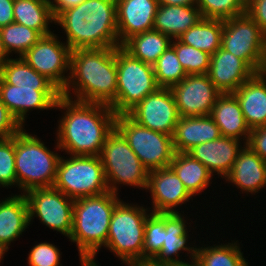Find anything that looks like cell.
Here are the masks:
<instances>
[{"label": "cell", "instance_id": "1", "mask_svg": "<svg viewBox=\"0 0 266 266\" xmlns=\"http://www.w3.org/2000/svg\"><path fill=\"white\" fill-rule=\"evenodd\" d=\"M55 108L66 110L59 120L56 149L71 155L100 156L115 128L116 114L109 105L82 102L61 95Z\"/></svg>", "mask_w": 266, "mask_h": 266}, {"label": "cell", "instance_id": "2", "mask_svg": "<svg viewBox=\"0 0 266 266\" xmlns=\"http://www.w3.org/2000/svg\"><path fill=\"white\" fill-rule=\"evenodd\" d=\"M54 23L66 33L71 50L118 48L116 0H84L61 11Z\"/></svg>", "mask_w": 266, "mask_h": 266}, {"label": "cell", "instance_id": "3", "mask_svg": "<svg viewBox=\"0 0 266 266\" xmlns=\"http://www.w3.org/2000/svg\"><path fill=\"white\" fill-rule=\"evenodd\" d=\"M69 80L61 95L77 101L110 105L116 99V48L76 49L71 52Z\"/></svg>", "mask_w": 266, "mask_h": 266}, {"label": "cell", "instance_id": "4", "mask_svg": "<svg viewBox=\"0 0 266 266\" xmlns=\"http://www.w3.org/2000/svg\"><path fill=\"white\" fill-rule=\"evenodd\" d=\"M118 194L106 192L74 201L73 226L69 239L77 244L79 256L95 261L101 246H105Z\"/></svg>", "mask_w": 266, "mask_h": 266}, {"label": "cell", "instance_id": "5", "mask_svg": "<svg viewBox=\"0 0 266 266\" xmlns=\"http://www.w3.org/2000/svg\"><path fill=\"white\" fill-rule=\"evenodd\" d=\"M60 156L50 151L39 138L23 128L15 135V171L17 186L23 193L53 187Z\"/></svg>", "mask_w": 266, "mask_h": 266}, {"label": "cell", "instance_id": "6", "mask_svg": "<svg viewBox=\"0 0 266 266\" xmlns=\"http://www.w3.org/2000/svg\"><path fill=\"white\" fill-rule=\"evenodd\" d=\"M147 209L121 200L113 211L105 247L128 266L143 259Z\"/></svg>", "mask_w": 266, "mask_h": 266}, {"label": "cell", "instance_id": "7", "mask_svg": "<svg viewBox=\"0 0 266 266\" xmlns=\"http://www.w3.org/2000/svg\"><path fill=\"white\" fill-rule=\"evenodd\" d=\"M116 68V99L109 105L116 115L127 114L159 88L153 66L132 57L121 46L116 48Z\"/></svg>", "mask_w": 266, "mask_h": 266}, {"label": "cell", "instance_id": "8", "mask_svg": "<svg viewBox=\"0 0 266 266\" xmlns=\"http://www.w3.org/2000/svg\"><path fill=\"white\" fill-rule=\"evenodd\" d=\"M53 187L73 200L109 192L100 156L60 157Z\"/></svg>", "mask_w": 266, "mask_h": 266}, {"label": "cell", "instance_id": "9", "mask_svg": "<svg viewBox=\"0 0 266 266\" xmlns=\"http://www.w3.org/2000/svg\"><path fill=\"white\" fill-rule=\"evenodd\" d=\"M106 182L110 192L118 194L117 184L147 188L149 171L116 129L109 134L100 153Z\"/></svg>", "mask_w": 266, "mask_h": 266}, {"label": "cell", "instance_id": "10", "mask_svg": "<svg viewBox=\"0 0 266 266\" xmlns=\"http://www.w3.org/2000/svg\"><path fill=\"white\" fill-rule=\"evenodd\" d=\"M115 128L148 171L170 166L176 153L172 136L140 126L127 114L116 115Z\"/></svg>", "mask_w": 266, "mask_h": 266}, {"label": "cell", "instance_id": "11", "mask_svg": "<svg viewBox=\"0 0 266 266\" xmlns=\"http://www.w3.org/2000/svg\"><path fill=\"white\" fill-rule=\"evenodd\" d=\"M221 48L258 73L266 52V34L245 12L223 21Z\"/></svg>", "mask_w": 266, "mask_h": 266}, {"label": "cell", "instance_id": "12", "mask_svg": "<svg viewBox=\"0 0 266 266\" xmlns=\"http://www.w3.org/2000/svg\"><path fill=\"white\" fill-rule=\"evenodd\" d=\"M29 223L35 217L50 229L70 237L73 226V199L54 187L34 188L25 193Z\"/></svg>", "mask_w": 266, "mask_h": 266}, {"label": "cell", "instance_id": "13", "mask_svg": "<svg viewBox=\"0 0 266 266\" xmlns=\"http://www.w3.org/2000/svg\"><path fill=\"white\" fill-rule=\"evenodd\" d=\"M57 38L54 33L43 36L21 58L62 92L69 80L64 73L70 71L72 50Z\"/></svg>", "mask_w": 266, "mask_h": 266}, {"label": "cell", "instance_id": "14", "mask_svg": "<svg viewBox=\"0 0 266 266\" xmlns=\"http://www.w3.org/2000/svg\"><path fill=\"white\" fill-rule=\"evenodd\" d=\"M127 115L140 126L172 137L180 119L170 88L163 87L147 95Z\"/></svg>", "mask_w": 266, "mask_h": 266}, {"label": "cell", "instance_id": "15", "mask_svg": "<svg viewBox=\"0 0 266 266\" xmlns=\"http://www.w3.org/2000/svg\"><path fill=\"white\" fill-rule=\"evenodd\" d=\"M170 90L180 117L210 115L217 98L222 94L207 74L187 75Z\"/></svg>", "mask_w": 266, "mask_h": 266}, {"label": "cell", "instance_id": "16", "mask_svg": "<svg viewBox=\"0 0 266 266\" xmlns=\"http://www.w3.org/2000/svg\"><path fill=\"white\" fill-rule=\"evenodd\" d=\"M146 189L151 192V211L154 213H178L175 207L185 204L192 198L170 167L149 171Z\"/></svg>", "mask_w": 266, "mask_h": 266}, {"label": "cell", "instance_id": "17", "mask_svg": "<svg viewBox=\"0 0 266 266\" xmlns=\"http://www.w3.org/2000/svg\"><path fill=\"white\" fill-rule=\"evenodd\" d=\"M60 97V90L20 88L19 86L7 84L0 78V100L22 126H24L23 123L29 110L55 108Z\"/></svg>", "mask_w": 266, "mask_h": 266}, {"label": "cell", "instance_id": "18", "mask_svg": "<svg viewBox=\"0 0 266 266\" xmlns=\"http://www.w3.org/2000/svg\"><path fill=\"white\" fill-rule=\"evenodd\" d=\"M157 0H116L119 44L133 35L153 30Z\"/></svg>", "mask_w": 266, "mask_h": 266}, {"label": "cell", "instance_id": "19", "mask_svg": "<svg viewBox=\"0 0 266 266\" xmlns=\"http://www.w3.org/2000/svg\"><path fill=\"white\" fill-rule=\"evenodd\" d=\"M255 72L234 54L221 47L211 55L207 75L214 86L222 93H234Z\"/></svg>", "mask_w": 266, "mask_h": 266}, {"label": "cell", "instance_id": "20", "mask_svg": "<svg viewBox=\"0 0 266 266\" xmlns=\"http://www.w3.org/2000/svg\"><path fill=\"white\" fill-rule=\"evenodd\" d=\"M240 142L238 139L221 136L219 139L201 143L187 153L201 162L212 175L217 173L225 179L243 148Z\"/></svg>", "mask_w": 266, "mask_h": 266}, {"label": "cell", "instance_id": "21", "mask_svg": "<svg viewBox=\"0 0 266 266\" xmlns=\"http://www.w3.org/2000/svg\"><path fill=\"white\" fill-rule=\"evenodd\" d=\"M243 146L225 179L241 191L255 194L266 186V162L248 145Z\"/></svg>", "mask_w": 266, "mask_h": 266}, {"label": "cell", "instance_id": "22", "mask_svg": "<svg viewBox=\"0 0 266 266\" xmlns=\"http://www.w3.org/2000/svg\"><path fill=\"white\" fill-rule=\"evenodd\" d=\"M220 137V129L210 115L180 117L173 134L174 150L187 153L201 143Z\"/></svg>", "mask_w": 266, "mask_h": 266}, {"label": "cell", "instance_id": "23", "mask_svg": "<svg viewBox=\"0 0 266 266\" xmlns=\"http://www.w3.org/2000/svg\"><path fill=\"white\" fill-rule=\"evenodd\" d=\"M210 116L219 127L221 136L238 140H242L243 137L244 143H247L251 130L245 121L240 103L233 93L221 94Z\"/></svg>", "mask_w": 266, "mask_h": 266}, {"label": "cell", "instance_id": "24", "mask_svg": "<svg viewBox=\"0 0 266 266\" xmlns=\"http://www.w3.org/2000/svg\"><path fill=\"white\" fill-rule=\"evenodd\" d=\"M250 130L266 126V81L255 73L234 93Z\"/></svg>", "mask_w": 266, "mask_h": 266}, {"label": "cell", "instance_id": "25", "mask_svg": "<svg viewBox=\"0 0 266 266\" xmlns=\"http://www.w3.org/2000/svg\"><path fill=\"white\" fill-rule=\"evenodd\" d=\"M29 224L28 204L24 194L0 201V247L5 252Z\"/></svg>", "mask_w": 266, "mask_h": 266}, {"label": "cell", "instance_id": "26", "mask_svg": "<svg viewBox=\"0 0 266 266\" xmlns=\"http://www.w3.org/2000/svg\"><path fill=\"white\" fill-rule=\"evenodd\" d=\"M181 213H165V238L160 252L153 258L158 262L182 264L185 262L177 258L180 251H187L190 258L195 259L197 247H189L188 231ZM188 246V247H187ZM176 257V258H174ZM179 259V260H178Z\"/></svg>", "mask_w": 266, "mask_h": 266}, {"label": "cell", "instance_id": "27", "mask_svg": "<svg viewBox=\"0 0 266 266\" xmlns=\"http://www.w3.org/2000/svg\"><path fill=\"white\" fill-rule=\"evenodd\" d=\"M202 18L197 5L179 6L159 4L153 30L177 39Z\"/></svg>", "mask_w": 266, "mask_h": 266}, {"label": "cell", "instance_id": "28", "mask_svg": "<svg viewBox=\"0 0 266 266\" xmlns=\"http://www.w3.org/2000/svg\"><path fill=\"white\" fill-rule=\"evenodd\" d=\"M171 42L172 39L169 36L150 30L133 35L121 47L132 57L153 66Z\"/></svg>", "mask_w": 266, "mask_h": 266}, {"label": "cell", "instance_id": "29", "mask_svg": "<svg viewBox=\"0 0 266 266\" xmlns=\"http://www.w3.org/2000/svg\"><path fill=\"white\" fill-rule=\"evenodd\" d=\"M169 167L183 182L192 197L207 189L212 179L211 172L188 153L176 152Z\"/></svg>", "mask_w": 266, "mask_h": 266}, {"label": "cell", "instance_id": "30", "mask_svg": "<svg viewBox=\"0 0 266 266\" xmlns=\"http://www.w3.org/2000/svg\"><path fill=\"white\" fill-rule=\"evenodd\" d=\"M14 22L39 31L43 36L52 32L49 22L55 21L49 0H14Z\"/></svg>", "mask_w": 266, "mask_h": 266}, {"label": "cell", "instance_id": "31", "mask_svg": "<svg viewBox=\"0 0 266 266\" xmlns=\"http://www.w3.org/2000/svg\"><path fill=\"white\" fill-rule=\"evenodd\" d=\"M0 78L5 83L20 88L59 90L50 80L30 67L21 57L17 59L9 58L0 69Z\"/></svg>", "mask_w": 266, "mask_h": 266}, {"label": "cell", "instance_id": "32", "mask_svg": "<svg viewBox=\"0 0 266 266\" xmlns=\"http://www.w3.org/2000/svg\"><path fill=\"white\" fill-rule=\"evenodd\" d=\"M222 33L223 20L201 18L177 39L183 44L213 55L221 47Z\"/></svg>", "mask_w": 266, "mask_h": 266}, {"label": "cell", "instance_id": "33", "mask_svg": "<svg viewBox=\"0 0 266 266\" xmlns=\"http://www.w3.org/2000/svg\"><path fill=\"white\" fill-rule=\"evenodd\" d=\"M195 259L201 266H249L236 242L197 248Z\"/></svg>", "mask_w": 266, "mask_h": 266}, {"label": "cell", "instance_id": "34", "mask_svg": "<svg viewBox=\"0 0 266 266\" xmlns=\"http://www.w3.org/2000/svg\"><path fill=\"white\" fill-rule=\"evenodd\" d=\"M0 32L2 44L8 56L13 51L21 57L43 37L39 31L15 22L1 27Z\"/></svg>", "mask_w": 266, "mask_h": 266}, {"label": "cell", "instance_id": "35", "mask_svg": "<svg viewBox=\"0 0 266 266\" xmlns=\"http://www.w3.org/2000/svg\"><path fill=\"white\" fill-rule=\"evenodd\" d=\"M153 69L158 86L163 88H170L187 76L171 45L157 59Z\"/></svg>", "mask_w": 266, "mask_h": 266}, {"label": "cell", "instance_id": "36", "mask_svg": "<svg viewBox=\"0 0 266 266\" xmlns=\"http://www.w3.org/2000/svg\"><path fill=\"white\" fill-rule=\"evenodd\" d=\"M171 43L187 75L208 73L211 62V55L209 53L183 44L178 39L175 42L172 40Z\"/></svg>", "mask_w": 266, "mask_h": 266}, {"label": "cell", "instance_id": "37", "mask_svg": "<svg viewBox=\"0 0 266 266\" xmlns=\"http://www.w3.org/2000/svg\"><path fill=\"white\" fill-rule=\"evenodd\" d=\"M248 0H196L202 18L227 20L246 12Z\"/></svg>", "mask_w": 266, "mask_h": 266}, {"label": "cell", "instance_id": "38", "mask_svg": "<svg viewBox=\"0 0 266 266\" xmlns=\"http://www.w3.org/2000/svg\"><path fill=\"white\" fill-rule=\"evenodd\" d=\"M165 238V213H149L145 223L143 259H153Z\"/></svg>", "mask_w": 266, "mask_h": 266}, {"label": "cell", "instance_id": "39", "mask_svg": "<svg viewBox=\"0 0 266 266\" xmlns=\"http://www.w3.org/2000/svg\"><path fill=\"white\" fill-rule=\"evenodd\" d=\"M16 184L15 171V136L0 139V186L9 187Z\"/></svg>", "mask_w": 266, "mask_h": 266}, {"label": "cell", "instance_id": "40", "mask_svg": "<svg viewBox=\"0 0 266 266\" xmlns=\"http://www.w3.org/2000/svg\"><path fill=\"white\" fill-rule=\"evenodd\" d=\"M29 266H59L60 250L47 242L36 244L28 254Z\"/></svg>", "mask_w": 266, "mask_h": 266}, {"label": "cell", "instance_id": "41", "mask_svg": "<svg viewBox=\"0 0 266 266\" xmlns=\"http://www.w3.org/2000/svg\"><path fill=\"white\" fill-rule=\"evenodd\" d=\"M23 126L0 100V139L15 136Z\"/></svg>", "mask_w": 266, "mask_h": 266}, {"label": "cell", "instance_id": "42", "mask_svg": "<svg viewBox=\"0 0 266 266\" xmlns=\"http://www.w3.org/2000/svg\"><path fill=\"white\" fill-rule=\"evenodd\" d=\"M246 145L266 162V126L252 129Z\"/></svg>", "mask_w": 266, "mask_h": 266}, {"label": "cell", "instance_id": "43", "mask_svg": "<svg viewBox=\"0 0 266 266\" xmlns=\"http://www.w3.org/2000/svg\"><path fill=\"white\" fill-rule=\"evenodd\" d=\"M246 13L266 34V0H248Z\"/></svg>", "mask_w": 266, "mask_h": 266}, {"label": "cell", "instance_id": "44", "mask_svg": "<svg viewBox=\"0 0 266 266\" xmlns=\"http://www.w3.org/2000/svg\"><path fill=\"white\" fill-rule=\"evenodd\" d=\"M14 0H0V28L14 22Z\"/></svg>", "mask_w": 266, "mask_h": 266}, {"label": "cell", "instance_id": "45", "mask_svg": "<svg viewBox=\"0 0 266 266\" xmlns=\"http://www.w3.org/2000/svg\"><path fill=\"white\" fill-rule=\"evenodd\" d=\"M84 0H49L51 4L54 17H56L61 11L75 7L79 5Z\"/></svg>", "mask_w": 266, "mask_h": 266}, {"label": "cell", "instance_id": "46", "mask_svg": "<svg viewBox=\"0 0 266 266\" xmlns=\"http://www.w3.org/2000/svg\"><path fill=\"white\" fill-rule=\"evenodd\" d=\"M133 266H179L175 263L158 262L155 259H142L136 262Z\"/></svg>", "mask_w": 266, "mask_h": 266}, {"label": "cell", "instance_id": "47", "mask_svg": "<svg viewBox=\"0 0 266 266\" xmlns=\"http://www.w3.org/2000/svg\"><path fill=\"white\" fill-rule=\"evenodd\" d=\"M158 4L190 6L196 5V0H157Z\"/></svg>", "mask_w": 266, "mask_h": 266}, {"label": "cell", "instance_id": "48", "mask_svg": "<svg viewBox=\"0 0 266 266\" xmlns=\"http://www.w3.org/2000/svg\"><path fill=\"white\" fill-rule=\"evenodd\" d=\"M8 59H9V56L4 50V47L2 44L1 32H0V69L2 68V66Z\"/></svg>", "mask_w": 266, "mask_h": 266}, {"label": "cell", "instance_id": "49", "mask_svg": "<svg viewBox=\"0 0 266 266\" xmlns=\"http://www.w3.org/2000/svg\"><path fill=\"white\" fill-rule=\"evenodd\" d=\"M259 75L266 81V52L262 59L261 67L258 71Z\"/></svg>", "mask_w": 266, "mask_h": 266}, {"label": "cell", "instance_id": "50", "mask_svg": "<svg viewBox=\"0 0 266 266\" xmlns=\"http://www.w3.org/2000/svg\"><path fill=\"white\" fill-rule=\"evenodd\" d=\"M179 266H201V265L199 264V262L196 259H193L191 261V264L188 262H184V263L180 264Z\"/></svg>", "mask_w": 266, "mask_h": 266}, {"label": "cell", "instance_id": "51", "mask_svg": "<svg viewBox=\"0 0 266 266\" xmlns=\"http://www.w3.org/2000/svg\"><path fill=\"white\" fill-rule=\"evenodd\" d=\"M5 254V251L0 247V263H1V260L4 258V255Z\"/></svg>", "mask_w": 266, "mask_h": 266}]
</instances>
